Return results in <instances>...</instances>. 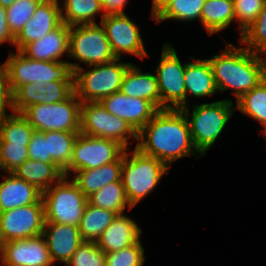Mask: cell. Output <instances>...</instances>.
Returning a JSON list of instances; mask_svg holds the SVG:
<instances>
[{
  "label": "cell",
  "instance_id": "cell-1",
  "mask_svg": "<svg viewBox=\"0 0 266 266\" xmlns=\"http://www.w3.org/2000/svg\"><path fill=\"white\" fill-rule=\"evenodd\" d=\"M189 110L187 106L181 109L158 110L137 133L139 143L136 148L167 166L179 158L190 156L196 148L188 125Z\"/></svg>",
  "mask_w": 266,
  "mask_h": 266
},
{
  "label": "cell",
  "instance_id": "cell-2",
  "mask_svg": "<svg viewBox=\"0 0 266 266\" xmlns=\"http://www.w3.org/2000/svg\"><path fill=\"white\" fill-rule=\"evenodd\" d=\"M217 90L233 88L237 101L266 78L265 60L257 53L228 44L223 54L208 59Z\"/></svg>",
  "mask_w": 266,
  "mask_h": 266
},
{
  "label": "cell",
  "instance_id": "cell-3",
  "mask_svg": "<svg viewBox=\"0 0 266 266\" xmlns=\"http://www.w3.org/2000/svg\"><path fill=\"white\" fill-rule=\"evenodd\" d=\"M122 155L121 181L129 205L133 208L144 196L150 193L159 183L169 166L159 159L141 153L137 148Z\"/></svg>",
  "mask_w": 266,
  "mask_h": 266
},
{
  "label": "cell",
  "instance_id": "cell-4",
  "mask_svg": "<svg viewBox=\"0 0 266 266\" xmlns=\"http://www.w3.org/2000/svg\"><path fill=\"white\" fill-rule=\"evenodd\" d=\"M120 58L94 66L86 73L79 64L70 63L74 71V92L84 102H100L106 96L120 91L122 79L131 63H119Z\"/></svg>",
  "mask_w": 266,
  "mask_h": 266
},
{
  "label": "cell",
  "instance_id": "cell-5",
  "mask_svg": "<svg viewBox=\"0 0 266 266\" xmlns=\"http://www.w3.org/2000/svg\"><path fill=\"white\" fill-rule=\"evenodd\" d=\"M4 65L12 94L27 83L74 81V71L69 62L33 60L21 51L10 54Z\"/></svg>",
  "mask_w": 266,
  "mask_h": 266
},
{
  "label": "cell",
  "instance_id": "cell-6",
  "mask_svg": "<svg viewBox=\"0 0 266 266\" xmlns=\"http://www.w3.org/2000/svg\"><path fill=\"white\" fill-rule=\"evenodd\" d=\"M81 103L73 92L67 99L58 103L30 105L21 115L35 131L80 132Z\"/></svg>",
  "mask_w": 266,
  "mask_h": 266
},
{
  "label": "cell",
  "instance_id": "cell-7",
  "mask_svg": "<svg viewBox=\"0 0 266 266\" xmlns=\"http://www.w3.org/2000/svg\"><path fill=\"white\" fill-rule=\"evenodd\" d=\"M42 201L45 222L77 227L88 203L77 185L73 181H66V176L42 193Z\"/></svg>",
  "mask_w": 266,
  "mask_h": 266
},
{
  "label": "cell",
  "instance_id": "cell-8",
  "mask_svg": "<svg viewBox=\"0 0 266 266\" xmlns=\"http://www.w3.org/2000/svg\"><path fill=\"white\" fill-rule=\"evenodd\" d=\"M233 103L222 100L209 104L196 105L192 111V119L188 122L192 142L196 152L205 154L223 131L233 114Z\"/></svg>",
  "mask_w": 266,
  "mask_h": 266
},
{
  "label": "cell",
  "instance_id": "cell-9",
  "mask_svg": "<svg viewBox=\"0 0 266 266\" xmlns=\"http://www.w3.org/2000/svg\"><path fill=\"white\" fill-rule=\"evenodd\" d=\"M80 133L116 141L125 149L130 136L137 140L133 127L108 112L100 102L81 103Z\"/></svg>",
  "mask_w": 266,
  "mask_h": 266
},
{
  "label": "cell",
  "instance_id": "cell-10",
  "mask_svg": "<svg viewBox=\"0 0 266 266\" xmlns=\"http://www.w3.org/2000/svg\"><path fill=\"white\" fill-rule=\"evenodd\" d=\"M68 56L89 66L108 63L116 58L104 27L97 23L70 26Z\"/></svg>",
  "mask_w": 266,
  "mask_h": 266
},
{
  "label": "cell",
  "instance_id": "cell-11",
  "mask_svg": "<svg viewBox=\"0 0 266 266\" xmlns=\"http://www.w3.org/2000/svg\"><path fill=\"white\" fill-rule=\"evenodd\" d=\"M125 148L116 141L78 134L69 166L63 171L67 177L73 171L94 169L117 161L125 152Z\"/></svg>",
  "mask_w": 266,
  "mask_h": 266
},
{
  "label": "cell",
  "instance_id": "cell-12",
  "mask_svg": "<svg viewBox=\"0 0 266 266\" xmlns=\"http://www.w3.org/2000/svg\"><path fill=\"white\" fill-rule=\"evenodd\" d=\"M185 69L186 64H181L172 45L165 44L156 69L161 109H181L186 106Z\"/></svg>",
  "mask_w": 266,
  "mask_h": 266
},
{
  "label": "cell",
  "instance_id": "cell-13",
  "mask_svg": "<svg viewBox=\"0 0 266 266\" xmlns=\"http://www.w3.org/2000/svg\"><path fill=\"white\" fill-rule=\"evenodd\" d=\"M44 226L42 198L37 203L0 212V232L4 242L41 235Z\"/></svg>",
  "mask_w": 266,
  "mask_h": 266
},
{
  "label": "cell",
  "instance_id": "cell-14",
  "mask_svg": "<svg viewBox=\"0 0 266 266\" xmlns=\"http://www.w3.org/2000/svg\"><path fill=\"white\" fill-rule=\"evenodd\" d=\"M105 29L107 39L116 58L121 53H130L144 58L148 55L136 26L125 13L102 14L100 22Z\"/></svg>",
  "mask_w": 266,
  "mask_h": 266
},
{
  "label": "cell",
  "instance_id": "cell-15",
  "mask_svg": "<svg viewBox=\"0 0 266 266\" xmlns=\"http://www.w3.org/2000/svg\"><path fill=\"white\" fill-rule=\"evenodd\" d=\"M74 92V81H42L21 85L13 94V109L21 113L34 104L58 103Z\"/></svg>",
  "mask_w": 266,
  "mask_h": 266
},
{
  "label": "cell",
  "instance_id": "cell-16",
  "mask_svg": "<svg viewBox=\"0 0 266 266\" xmlns=\"http://www.w3.org/2000/svg\"><path fill=\"white\" fill-rule=\"evenodd\" d=\"M0 263L2 266H51L53 264L42 234L4 242Z\"/></svg>",
  "mask_w": 266,
  "mask_h": 266
},
{
  "label": "cell",
  "instance_id": "cell-17",
  "mask_svg": "<svg viewBox=\"0 0 266 266\" xmlns=\"http://www.w3.org/2000/svg\"><path fill=\"white\" fill-rule=\"evenodd\" d=\"M100 103L108 112L129 123L137 133L158 111L151 102L120 91L106 96Z\"/></svg>",
  "mask_w": 266,
  "mask_h": 266
},
{
  "label": "cell",
  "instance_id": "cell-18",
  "mask_svg": "<svg viewBox=\"0 0 266 266\" xmlns=\"http://www.w3.org/2000/svg\"><path fill=\"white\" fill-rule=\"evenodd\" d=\"M63 9L59 7L58 0L41 1L31 19L26 22L23 29L14 38L17 51H21L27 44L41 39L62 23Z\"/></svg>",
  "mask_w": 266,
  "mask_h": 266
},
{
  "label": "cell",
  "instance_id": "cell-19",
  "mask_svg": "<svg viewBox=\"0 0 266 266\" xmlns=\"http://www.w3.org/2000/svg\"><path fill=\"white\" fill-rule=\"evenodd\" d=\"M42 235L52 263L58 260L67 264L83 241L78 227L66 224L45 222Z\"/></svg>",
  "mask_w": 266,
  "mask_h": 266
},
{
  "label": "cell",
  "instance_id": "cell-20",
  "mask_svg": "<svg viewBox=\"0 0 266 266\" xmlns=\"http://www.w3.org/2000/svg\"><path fill=\"white\" fill-rule=\"evenodd\" d=\"M69 31L70 26L62 22L41 39L27 44L21 52L33 60L62 62L59 58L69 52Z\"/></svg>",
  "mask_w": 266,
  "mask_h": 266
},
{
  "label": "cell",
  "instance_id": "cell-21",
  "mask_svg": "<svg viewBox=\"0 0 266 266\" xmlns=\"http://www.w3.org/2000/svg\"><path fill=\"white\" fill-rule=\"evenodd\" d=\"M142 229L129 217L118 214L95 242L105 253L137 243Z\"/></svg>",
  "mask_w": 266,
  "mask_h": 266
},
{
  "label": "cell",
  "instance_id": "cell-22",
  "mask_svg": "<svg viewBox=\"0 0 266 266\" xmlns=\"http://www.w3.org/2000/svg\"><path fill=\"white\" fill-rule=\"evenodd\" d=\"M41 198L40 190L13 173L0 182V212L37 203Z\"/></svg>",
  "mask_w": 266,
  "mask_h": 266
},
{
  "label": "cell",
  "instance_id": "cell-23",
  "mask_svg": "<svg viewBox=\"0 0 266 266\" xmlns=\"http://www.w3.org/2000/svg\"><path fill=\"white\" fill-rule=\"evenodd\" d=\"M120 92L127 96L147 100L158 110H161V98L156 75L143 74L135 65L130 64L125 72Z\"/></svg>",
  "mask_w": 266,
  "mask_h": 266
},
{
  "label": "cell",
  "instance_id": "cell-24",
  "mask_svg": "<svg viewBox=\"0 0 266 266\" xmlns=\"http://www.w3.org/2000/svg\"><path fill=\"white\" fill-rule=\"evenodd\" d=\"M122 156L115 162L101 167L75 171L73 182L88 198L110 182L121 181Z\"/></svg>",
  "mask_w": 266,
  "mask_h": 266
},
{
  "label": "cell",
  "instance_id": "cell-25",
  "mask_svg": "<svg viewBox=\"0 0 266 266\" xmlns=\"http://www.w3.org/2000/svg\"><path fill=\"white\" fill-rule=\"evenodd\" d=\"M18 178L35 186L42 193L49 189L53 182L58 183L65 175L54 163L27 159L13 172Z\"/></svg>",
  "mask_w": 266,
  "mask_h": 266
},
{
  "label": "cell",
  "instance_id": "cell-26",
  "mask_svg": "<svg viewBox=\"0 0 266 266\" xmlns=\"http://www.w3.org/2000/svg\"><path fill=\"white\" fill-rule=\"evenodd\" d=\"M186 98L187 93L195 97L209 96L216 93L213 70L209 60L197 59L195 62L186 64L184 74Z\"/></svg>",
  "mask_w": 266,
  "mask_h": 266
},
{
  "label": "cell",
  "instance_id": "cell-27",
  "mask_svg": "<svg viewBox=\"0 0 266 266\" xmlns=\"http://www.w3.org/2000/svg\"><path fill=\"white\" fill-rule=\"evenodd\" d=\"M200 19L210 35L226 29L235 20L233 0H205Z\"/></svg>",
  "mask_w": 266,
  "mask_h": 266
},
{
  "label": "cell",
  "instance_id": "cell-28",
  "mask_svg": "<svg viewBox=\"0 0 266 266\" xmlns=\"http://www.w3.org/2000/svg\"><path fill=\"white\" fill-rule=\"evenodd\" d=\"M116 216L113 211L87 203L78 226L82 240L96 242Z\"/></svg>",
  "mask_w": 266,
  "mask_h": 266
},
{
  "label": "cell",
  "instance_id": "cell-29",
  "mask_svg": "<svg viewBox=\"0 0 266 266\" xmlns=\"http://www.w3.org/2000/svg\"><path fill=\"white\" fill-rule=\"evenodd\" d=\"M80 132L47 131L48 155H51V163L56 164L63 171L69 166L72 158L73 144Z\"/></svg>",
  "mask_w": 266,
  "mask_h": 266
},
{
  "label": "cell",
  "instance_id": "cell-30",
  "mask_svg": "<svg viewBox=\"0 0 266 266\" xmlns=\"http://www.w3.org/2000/svg\"><path fill=\"white\" fill-rule=\"evenodd\" d=\"M87 199L92 206L113 211L117 215L123 213L127 204L129 210L132 209L126 197L122 181L110 182Z\"/></svg>",
  "mask_w": 266,
  "mask_h": 266
},
{
  "label": "cell",
  "instance_id": "cell-31",
  "mask_svg": "<svg viewBox=\"0 0 266 266\" xmlns=\"http://www.w3.org/2000/svg\"><path fill=\"white\" fill-rule=\"evenodd\" d=\"M65 15L62 22L68 26L95 24L92 19L96 13L105 12L101 0H64Z\"/></svg>",
  "mask_w": 266,
  "mask_h": 266
},
{
  "label": "cell",
  "instance_id": "cell-32",
  "mask_svg": "<svg viewBox=\"0 0 266 266\" xmlns=\"http://www.w3.org/2000/svg\"><path fill=\"white\" fill-rule=\"evenodd\" d=\"M205 0H170L154 16L156 23L165 19L191 21L200 19Z\"/></svg>",
  "mask_w": 266,
  "mask_h": 266
},
{
  "label": "cell",
  "instance_id": "cell-33",
  "mask_svg": "<svg viewBox=\"0 0 266 266\" xmlns=\"http://www.w3.org/2000/svg\"><path fill=\"white\" fill-rule=\"evenodd\" d=\"M34 131L21 113L0 119V142L29 144Z\"/></svg>",
  "mask_w": 266,
  "mask_h": 266
},
{
  "label": "cell",
  "instance_id": "cell-34",
  "mask_svg": "<svg viewBox=\"0 0 266 266\" xmlns=\"http://www.w3.org/2000/svg\"><path fill=\"white\" fill-rule=\"evenodd\" d=\"M237 109L266 127V78L237 101Z\"/></svg>",
  "mask_w": 266,
  "mask_h": 266
},
{
  "label": "cell",
  "instance_id": "cell-35",
  "mask_svg": "<svg viewBox=\"0 0 266 266\" xmlns=\"http://www.w3.org/2000/svg\"><path fill=\"white\" fill-rule=\"evenodd\" d=\"M42 0H16L6 8V21L12 36L15 38L31 19Z\"/></svg>",
  "mask_w": 266,
  "mask_h": 266
},
{
  "label": "cell",
  "instance_id": "cell-36",
  "mask_svg": "<svg viewBox=\"0 0 266 266\" xmlns=\"http://www.w3.org/2000/svg\"><path fill=\"white\" fill-rule=\"evenodd\" d=\"M241 43L248 44L247 49L254 52H266V0L256 20L242 33Z\"/></svg>",
  "mask_w": 266,
  "mask_h": 266
},
{
  "label": "cell",
  "instance_id": "cell-37",
  "mask_svg": "<svg viewBox=\"0 0 266 266\" xmlns=\"http://www.w3.org/2000/svg\"><path fill=\"white\" fill-rule=\"evenodd\" d=\"M66 265L106 266V253L93 241H82Z\"/></svg>",
  "mask_w": 266,
  "mask_h": 266
},
{
  "label": "cell",
  "instance_id": "cell-38",
  "mask_svg": "<svg viewBox=\"0 0 266 266\" xmlns=\"http://www.w3.org/2000/svg\"><path fill=\"white\" fill-rule=\"evenodd\" d=\"M27 159H29L28 144L0 142V167L2 170L12 173Z\"/></svg>",
  "mask_w": 266,
  "mask_h": 266
},
{
  "label": "cell",
  "instance_id": "cell-39",
  "mask_svg": "<svg viewBox=\"0 0 266 266\" xmlns=\"http://www.w3.org/2000/svg\"><path fill=\"white\" fill-rule=\"evenodd\" d=\"M145 260L140 240L119 251L106 253V266H142Z\"/></svg>",
  "mask_w": 266,
  "mask_h": 266
},
{
  "label": "cell",
  "instance_id": "cell-40",
  "mask_svg": "<svg viewBox=\"0 0 266 266\" xmlns=\"http://www.w3.org/2000/svg\"><path fill=\"white\" fill-rule=\"evenodd\" d=\"M265 0H233L235 19L239 21L241 35L256 20Z\"/></svg>",
  "mask_w": 266,
  "mask_h": 266
},
{
  "label": "cell",
  "instance_id": "cell-41",
  "mask_svg": "<svg viewBox=\"0 0 266 266\" xmlns=\"http://www.w3.org/2000/svg\"><path fill=\"white\" fill-rule=\"evenodd\" d=\"M29 159L51 163V155H48L45 132L34 131L28 144Z\"/></svg>",
  "mask_w": 266,
  "mask_h": 266
},
{
  "label": "cell",
  "instance_id": "cell-42",
  "mask_svg": "<svg viewBox=\"0 0 266 266\" xmlns=\"http://www.w3.org/2000/svg\"><path fill=\"white\" fill-rule=\"evenodd\" d=\"M8 106L11 110L13 109V96L7 79V72L4 63L0 65V119L11 116L6 115V107Z\"/></svg>",
  "mask_w": 266,
  "mask_h": 266
},
{
  "label": "cell",
  "instance_id": "cell-43",
  "mask_svg": "<svg viewBox=\"0 0 266 266\" xmlns=\"http://www.w3.org/2000/svg\"><path fill=\"white\" fill-rule=\"evenodd\" d=\"M6 41L14 45V37L9 31L6 21V8L0 6V44Z\"/></svg>",
  "mask_w": 266,
  "mask_h": 266
},
{
  "label": "cell",
  "instance_id": "cell-44",
  "mask_svg": "<svg viewBox=\"0 0 266 266\" xmlns=\"http://www.w3.org/2000/svg\"><path fill=\"white\" fill-rule=\"evenodd\" d=\"M127 1L128 0H101L105 14L124 13L123 8Z\"/></svg>",
  "mask_w": 266,
  "mask_h": 266
},
{
  "label": "cell",
  "instance_id": "cell-45",
  "mask_svg": "<svg viewBox=\"0 0 266 266\" xmlns=\"http://www.w3.org/2000/svg\"><path fill=\"white\" fill-rule=\"evenodd\" d=\"M170 0H153L152 17Z\"/></svg>",
  "mask_w": 266,
  "mask_h": 266
},
{
  "label": "cell",
  "instance_id": "cell-46",
  "mask_svg": "<svg viewBox=\"0 0 266 266\" xmlns=\"http://www.w3.org/2000/svg\"><path fill=\"white\" fill-rule=\"evenodd\" d=\"M16 0H0V6L8 8Z\"/></svg>",
  "mask_w": 266,
  "mask_h": 266
},
{
  "label": "cell",
  "instance_id": "cell-47",
  "mask_svg": "<svg viewBox=\"0 0 266 266\" xmlns=\"http://www.w3.org/2000/svg\"><path fill=\"white\" fill-rule=\"evenodd\" d=\"M3 248H4V240L1 236V232H0V261L2 259V255H3Z\"/></svg>",
  "mask_w": 266,
  "mask_h": 266
}]
</instances>
